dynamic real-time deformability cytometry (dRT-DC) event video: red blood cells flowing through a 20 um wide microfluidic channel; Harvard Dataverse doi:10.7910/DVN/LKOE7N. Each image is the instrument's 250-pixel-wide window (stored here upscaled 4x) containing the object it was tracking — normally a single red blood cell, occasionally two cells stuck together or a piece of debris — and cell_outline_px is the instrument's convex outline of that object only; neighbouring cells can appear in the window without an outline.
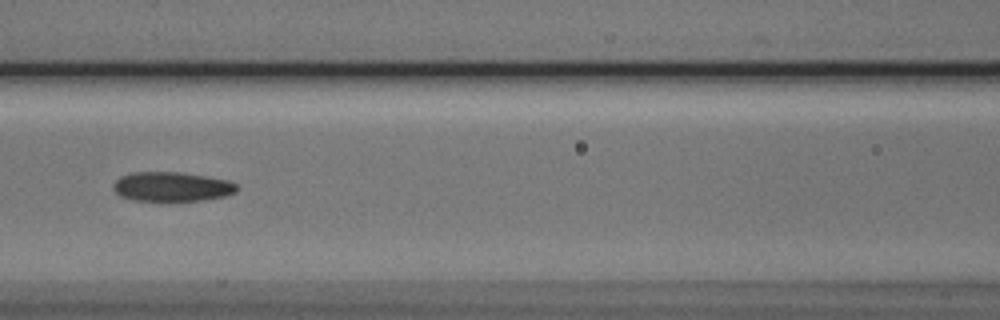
{"species": "Egyptian fruit bat (a non-hibernating species)", "species_latin": "Rousettus aegyptiacus", "temperature_condition": "cold", "stored_images_in_passage": 6, "camera_frame_rate_fps": 3000, "um_per_image_px": 0.085, "animal": {"sex": "male"}, "frame": {"image": 1, "passage_image": 6, "time_ms": 6.667, "image_size_px": [1000, 320], "cell_outline_px": [[240, 188], [236, 192], [224, 196], [204, 200], [172, 204], [168, 204], [132, 200], [120, 196], [112, 188], [112, 184], [120, 176], [132, 172], [184, 172], [208, 176], [228, 180], [236, 184]], "centroid_in_image_um": [14.6, 15.91], "position_along_channel_um": 152.0, "area_um2": 22.43}}